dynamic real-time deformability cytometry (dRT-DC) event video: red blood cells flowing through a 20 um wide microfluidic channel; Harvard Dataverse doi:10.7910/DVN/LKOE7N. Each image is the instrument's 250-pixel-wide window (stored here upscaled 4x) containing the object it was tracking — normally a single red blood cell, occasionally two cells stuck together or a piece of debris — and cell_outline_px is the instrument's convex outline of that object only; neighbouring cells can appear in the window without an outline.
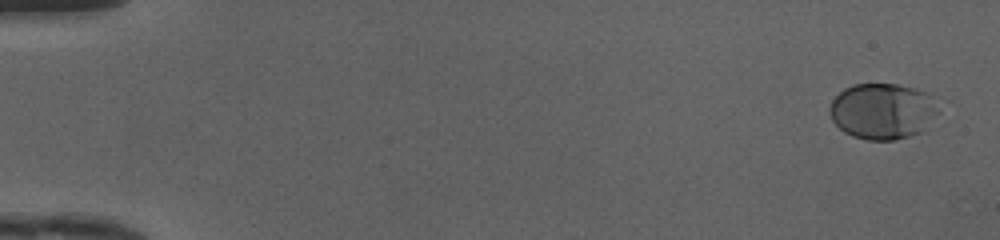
{"species": "human", "species_latin": "Homo sapiens", "temperature_condition": "cold", "stored_images_in_passage": 51, "camera_frame_rate_fps": 3000, "um_per_image_px": 0.085, "donor": {"sex": "female"}, "frame": {"image": 1, "passage_image": 3, "time_ms": 0.667, "image_size_px": [1000, 240], "cell_outline_px": [[924, 96], [920, 132], [896, 140], [868, 140], [852, 136], [844, 132], [832, 120], [828, 112], [828, 108], [832, 100], [844, 88], [852, 84], [896, 84], [916, 88], [924, 92]], "centroid_in_image_um": [74.65, 9.44], "position_along_channel_um": 10.4, "area_um2": 32.71}}
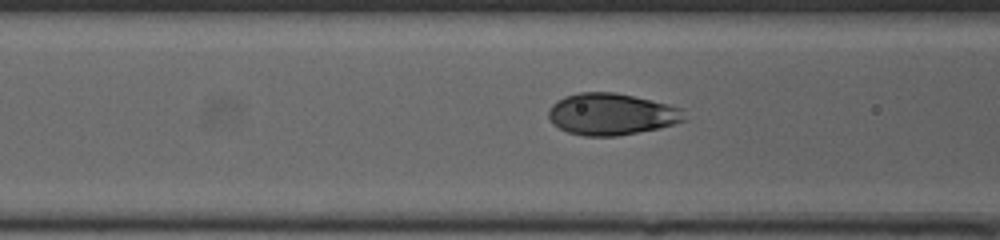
{"frame": {"image": 2, "passage_image": 22, "time_ms": 7.0, "image_size_px": [1000, 240], "cell_outline_px": [[684, 120], [660, 128], [616, 136], [584, 136], [568, 132], [560, 128], [548, 116], [548, 112], [552, 104], [556, 100], [564, 96], [580, 92], [616, 92], [668, 104], [680, 108]], "centroid_in_image_um": [51.93, 9.69], "position_along_channel_um": 114.7, "area_um2": 32.66}}
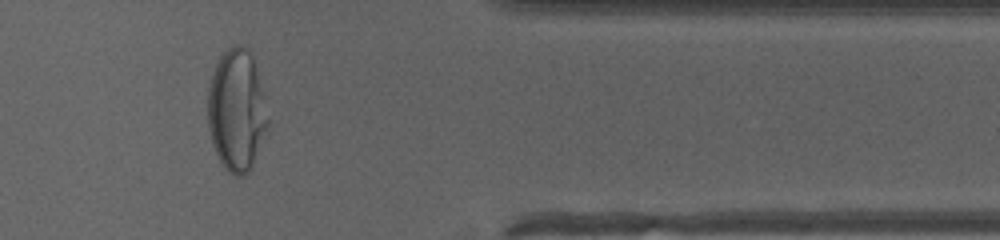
{"frame": {"image": 3, "passage_image": 43, "time_ms": 14.0, "image_size_px": [1000, 240], "cell_outline_px": [[268, 128], [252, 164], [248, 172], [244, 176], [236, 176], [228, 172], [224, 168], [212, 144], [208, 128], [208, 84], [212, 72], [220, 56], [232, 44], [236, 44], [248, 48], [252, 56], [264, 96], [268, 120]], "centroid_in_image_um": [20.1, 9.37], "position_along_channel_um": 391.3, "area_um2": 42.6}, "authors_computed_cell_mechanics": {"area_um2": 34.8534, "velocity_mm_per_s": 4.1753, "shape_relaxation_time_tau1_ms": 4.003, "shape_relaxation_time_tau2_ms": null, "deformation_change_tau1": 0.202, "deformation_change_tau2": null}}